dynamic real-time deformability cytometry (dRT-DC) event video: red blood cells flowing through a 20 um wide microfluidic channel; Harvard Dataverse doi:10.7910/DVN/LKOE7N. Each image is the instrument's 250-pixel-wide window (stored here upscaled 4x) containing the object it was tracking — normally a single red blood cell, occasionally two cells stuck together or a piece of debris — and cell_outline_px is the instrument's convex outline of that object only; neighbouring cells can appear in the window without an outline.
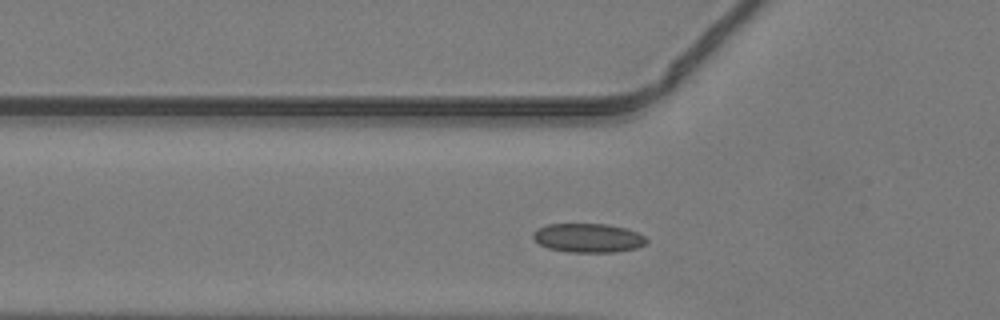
{"species": "common noctule bat (a hibernating species)", "species_latin": "Nyctalus noctula", "temperature_condition": "warm", "stored_images_in_passage": 41, "camera_frame_rate_fps": 3000, "um_per_image_px": 0.085, "animal": {"sex": "male", "body_mass_g": 19.2, "forearm_length_mm": 51.8}, "frame": {"image": 1, "passage_image": 8, "time_ms": 2.333, "image_size_px": [1000, 320], "cell_outline_px": [[648, 244], [636, 248], [616, 252], [568, 252], [548, 248], [532, 240], [532, 232], [536, 228], [548, 224], [608, 224], [628, 228], [644, 236], [648, 240]], "centroid_in_image_um": [49.98, 20.22], "position_along_channel_um": 75.8, "area_um2": 19.48}}
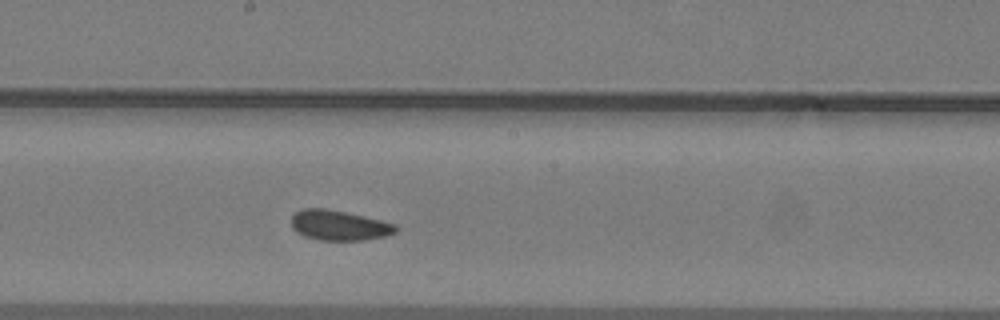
{"frame": {"image": 2, "passage_image": 18, "time_ms": 5.667, "image_size_px": [1000, 320], "cell_outline_px": [[396, 232], [384, 236], [364, 240], [320, 240], [304, 236], [296, 232], [292, 228], [292, 216], [296, 212], [304, 208], [324, 208], [364, 216], [396, 224]], "centroid_in_image_um": [28.8, 19.15], "position_along_channel_um": 219.4, "area_um2": 18.15}}
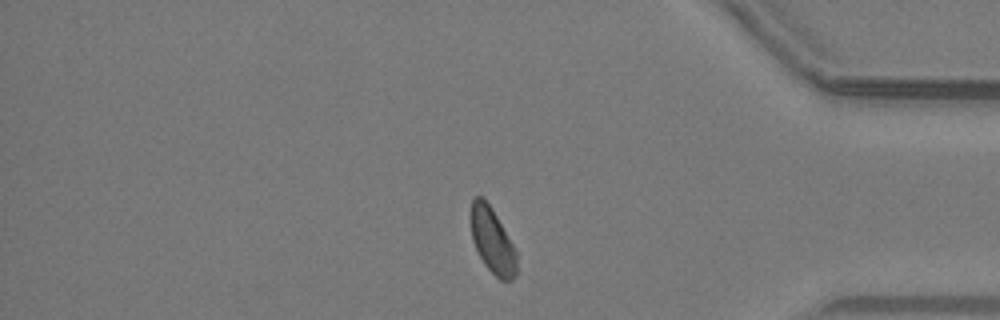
{"frame": {"image": 3, "passage_image": 32, "time_ms": 10.333, "image_size_px": [1000, 320], "cell_outline_px": [[516, 276], [512, 280], [500, 280], [484, 264], [472, 240], [468, 216], [472, 200], [476, 196], [480, 196], [492, 208], [512, 244], [516, 252]], "centroid_in_image_um": [41.8, 20.43], "position_along_channel_um": 393.4, "area_um2": 17.46}}